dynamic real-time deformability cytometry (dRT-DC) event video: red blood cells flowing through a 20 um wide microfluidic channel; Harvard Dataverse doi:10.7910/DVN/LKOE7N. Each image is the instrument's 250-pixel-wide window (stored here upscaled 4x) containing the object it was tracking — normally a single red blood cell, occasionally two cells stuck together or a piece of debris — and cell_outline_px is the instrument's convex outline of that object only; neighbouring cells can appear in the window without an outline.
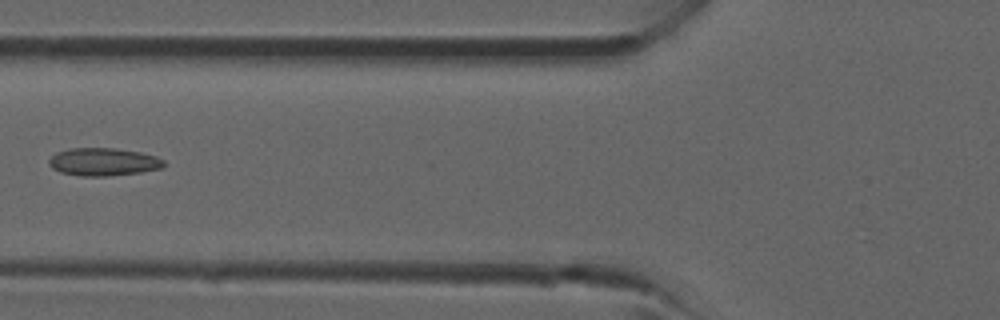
{"species": "common noctule bat (a hibernating species)", "species_latin": "Nyctalus noctula", "temperature_condition": "room temperature", "stored_images_in_passage": 31, "camera_frame_rate_fps": 3000, "um_per_image_px": 0.085, "animal": {"sex": "male", "forearm_length_mm": 52.5}, "frame": {"image": 1, "passage_image": 11, "time_ms": 3.333, "image_size_px": [1000, 320], "cell_outline_px": [[164, 164], [160, 168], [140, 172], [104, 176], [80, 176], [60, 172], [52, 168], [48, 164], [48, 160], [56, 152], [72, 148], [116, 148], [140, 152], [156, 156], [164, 160]], "centroid_in_image_um": [8.75, 13.75], "position_along_channel_um": 117.0, "area_um2": 18.55}}
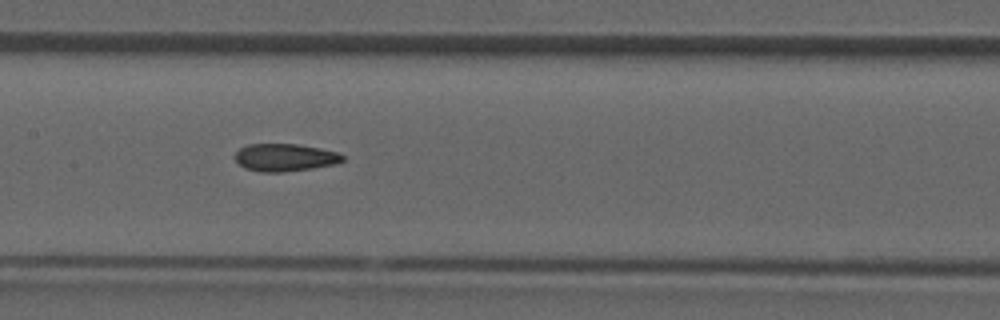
{"frame": {"image": 2, "passage_image": 15, "time_ms": 4.667, "image_size_px": [1000, 320], "cell_outline_px": [[344, 160], [336, 164], [312, 168], [280, 172], [260, 172], [244, 168], [232, 156], [240, 148], [248, 144], [296, 144], [320, 148], [336, 152], [344, 156]], "centroid_in_image_um": [24.19, 13.38], "position_along_channel_um": 183.2, "area_um2": 17.28}}
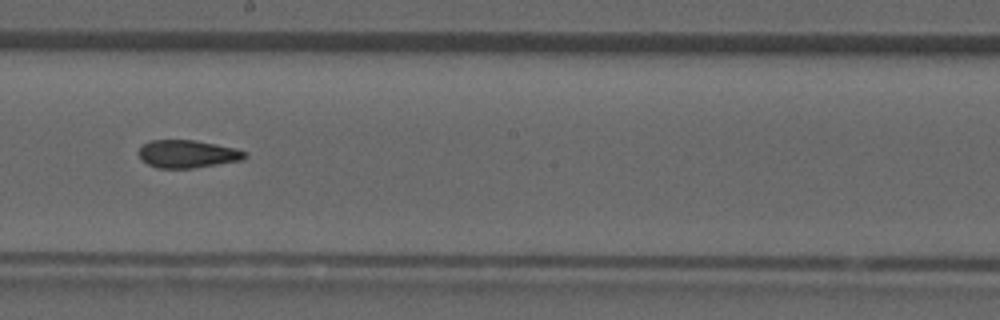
{"frame": {"image": 3, "passage_image": 18, "time_ms": 5.667, "image_size_px": [1000, 320], "cell_outline_px": [[248, 156], [244, 160], [192, 168], [156, 168], [140, 160], [136, 152], [144, 144], [152, 140], [196, 140], [236, 148], [248, 152]], "centroid_in_image_um": [15.95, 13.09], "position_along_channel_um": 232.3, "area_um2": 17.46}}